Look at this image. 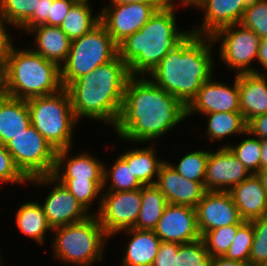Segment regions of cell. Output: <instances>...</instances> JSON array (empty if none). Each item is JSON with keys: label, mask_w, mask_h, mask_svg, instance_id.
Instances as JSON below:
<instances>
[{"label": "cell", "mask_w": 267, "mask_h": 266, "mask_svg": "<svg viewBox=\"0 0 267 266\" xmlns=\"http://www.w3.org/2000/svg\"><path fill=\"white\" fill-rule=\"evenodd\" d=\"M28 179L21 173L14 163L8 150L0 143V183H24Z\"/></svg>", "instance_id": "60d3db41"}, {"label": "cell", "mask_w": 267, "mask_h": 266, "mask_svg": "<svg viewBox=\"0 0 267 266\" xmlns=\"http://www.w3.org/2000/svg\"><path fill=\"white\" fill-rule=\"evenodd\" d=\"M53 230L56 232L53 251L57 259L77 266H90L94 261L102 260L105 240L109 236L96 215Z\"/></svg>", "instance_id": "52a82bcc"}, {"label": "cell", "mask_w": 267, "mask_h": 266, "mask_svg": "<svg viewBox=\"0 0 267 266\" xmlns=\"http://www.w3.org/2000/svg\"><path fill=\"white\" fill-rule=\"evenodd\" d=\"M241 225L242 224H232L207 231L201 238L205 243L209 255L212 257L224 256Z\"/></svg>", "instance_id": "d6a6232c"}, {"label": "cell", "mask_w": 267, "mask_h": 266, "mask_svg": "<svg viewBox=\"0 0 267 266\" xmlns=\"http://www.w3.org/2000/svg\"><path fill=\"white\" fill-rule=\"evenodd\" d=\"M210 151L197 150L187 153L177 166H172L181 176L205 186L207 160Z\"/></svg>", "instance_id": "1f68e13d"}, {"label": "cell", "mask_w": 267, "mask_h": 266, "mask_svg": "<svg viewBox=\"0 0 267 266\" xmlns=\"http://www.w3.org/2000/svg\"><path fill=\"white\" fill-rule=\"evenodd\" d=\"M227 147L251 174H257L261 170V139L247 138L237 146Z\"/></svg>", "instance_id": "e575fe53"}, {"label": "cell", "mask_w": 267, "mask_h": 266, "mask_svg": "<svg viewBox=\"0 0 267 266\" xmlns=\"http://www.w3.org/2000/svg\"><path fill=\"white\" fill-rule=\"evenodd\" d=\"M257 176L260 178L261 183H262V186H263V188L265 189L266 194H267V168H265V169H261V170L257 173Z\"/></svg>", "instance_id": "f5cc1de1"}, {"label": "cell", "mask_w": 267, "mask_h": 266, "mask_svg": "<svg viewBox=\"0 0 267 266\" xmlns=\"http://www.w3.org/2000/svg\"><path fill=\"white\" fill-rule=\"evenodd\" d=\"M6 95V62H0V97Z\"/></svg>", "instance_id": "f907efd6"}, {"label": "cell", "mask_w": 267, "mask_h": 266, "mask_svg": "<svg viewBox=\"0 0 267 266\" xmlns=\"http://www.w3.org/2000/svg\"><path fill=\"white\" fill-rule=\"evenodd\" d=\"M174 5L169 3L158 9L139 31L118 44V56L127 65L130 76H149L169 51L192 34L191 30L178 31Z\"/></svg>", "instance_id": "277c9868"}, {"label": "cell", "mask_w": 267, "mask_h": 266, "mask_svg": "<svg viewBox=\"0 0 267 266\" xmlns=\"http://www.w3.org/2000/svg\"><path fill=\"white\" fill-rule=\"evenodd\" d=\"M104 187L107 179L111 180V186L107 192L130 191L140 189L143 184L134 176L131 166L121 157H117L110 170L104 166Z\"/></svg>", "instance_id": "4dcf8cb0"}, {"label": "cell", "mask_w": 267, "mask_h": 266, "mask_svg": "<svg viewBox=\"0 0 267 266\" xmlns=\"http://www.w3.org/2000/svg\"><path fill=\"white\" fill-rule=\"evenodd\" d=\"M178 1H180V3H182V6L184 5H186V6H188V5H192V7L193 6H195V5H197L201 0H177V2ZM169 3L170 4H174V0H169Z\"/></svg>", "instance_id": "db71d44e"}, {"label": "cell", "mask_w": 267, "mask_h": 266, "mask_svg": "<svg viewBox=\"0 0 267 266\" xmlns=\"http://www.w3.org/2000/svg\"><path fill=\"white\" fill-rule=\"evenodd\" d=\"M28 182H34L36 185L56 183L44 204L41 205L52 229L78 223L91 216L68 189L52 175L35 177L29 179Z\"/></svg>", "instance_id": "7c38bea8"}, {"label": "cell", "mask_w": 267, "mask_h": 266, "mask_svg": "<svg viewBox=\"0 0 267 266\" xmlns=\"http://www.w3.org/2000/svg\"><path fill=\"white\" fill-rule=\"evenodd\" d=\"M201 237L218 227L243 224L233 198L228 191H206L195 207Z\"/></svg>", "instance_id": "5bb4252c"}, {"label": "cell", "mask_w": 267, "mask_h": 266, "mask_svg": "<svg viewBox=\"0 0 267 266\" xmlns=\"http://www.w3.org/2000/svg\"><path fill=\"white\" fill-rule=\"evenodd\" d=\"M243 221L267 215V194L257 174H251L228 191Z\"/></svg>", "instance_id": "ffe728a7"}, {"label": "cell", "mask_w": 267, "mask_h": 266, "mask_svg": "<svg viewBox=\"0 0 267 266\" xmlns=\"http://www.w3.org/2000/svg\"><path fill=\"white\" fill-rule=\"evenodd\" d=\"M69 149L71 150V148H67L56 151L55 167L52 173V176L55 179L104 180L103 162L101 163V161H98L97 158L95 159L92 155L86 153L81 155L78 154V156L70 157V159L68 156L70 151Z\"/></svg>", "instance_id": "44dd1931"}, {"label": "cell", "mask_w": 267, "mask_h": 266, "mask_svg": "<svg viewBox=\"0 0 267 266\" xmlns=\"http://www.w3.org/2000/svg\"><path fill=\"white\" fill-rule=\"evenodd\" d=\"M61 89L60 67L56 63L33 50L13 46L6 61L7 96L28 100L52 95Z\"/></svg>", "instance_id": "5b68a950"}, {"label": "cell", "mask_w": 267, "mask_h": 266, "mask_svg": "<svg viewBox=\"0 0 267 266\" xmlns=\"http://www.w3.org/2000/svg\"><path fill=\"white\" fill-rule=\"evenodd\" d=\"M266 73H239L240 112L246 122L255 116L267 113Z\"/></svg>", "instance_id": "7402d4cb"}, {"label": "cell", "mask_w": 267, "mask_h": 266, "mask_svg": "<svg viewBox=\"0 0 267 266\" xmlns=\"http://www.w3.org/2000/svg\"><path fill=\"white\" fill-rule=\"evenodd\" d=\"M31 125L56 150L71 148L73 128L77 122L68 91L27 100Z\"/></svg>", "instance_id": "8992f818"}, {"label": "cell", "mask_w": 267, "mask_h": 266, "mask_svg": "<svg viewBox=\"0 0 267 266\" xmlns=\"http://www.w3.org/2000/svg\"><path fill=\"white\" fill-rule=\"evenodd\" d=\"M16 223L22 233L41 245L45 241V232L53 230L38 202H26L21 205L16 214Z\"/></svg>", "instance_id": "4316f807"}, {"label": "cell", "mask_w": 267, "mask_h": 266, "mask_svg": "<svg viewBox=\"0 0 267 266\" xmlns=\"http://www.w3.org/2000/svg\"><path fill=\"white\" fill-rule=\"evenodd\" d=\"M37 5L38 0H3L0 17L19 28L37 11Z\"/></svg>", "instance_id": "836d02e7"}, {"label": "cell", "mask_w": 267, "mask_h": 266, "mask_svg": "<svg viewBox=\"0 0 267 266\" xmlns=\"http://www.w3.org/2000/svg\"><path fill=\"white\" fill-rule=\"evenodd\" d=\"M253 236L252 222L245 221L238 228L235 238L224 256L228 259L249 263Z\"/></svg>", "instance_id": "f35d334b"}, {"label": "cell", "mask_w": 267, "mask_h": 266, "mask_svg": "<svg viewBox=\"0 0 267 266\" xmlns=\"http://www.w3.org/2000/svg\"><path fill=\"white\" fill-rule=\"evenodd\" d=\"M213 42L211 36L192 33L175 50L167 53L149 74L150 80L187 107L203 83L213 78Z\"/></svg>", "instance_id": "7a4b0ae2"}, {"label": "cell", "mask_w": 267, "mask_h": 266, "mask_svg": "<svg viewBox=\"0 0 267 266\" xmlns=\"http://www.w3.org/2000/svg\"><path fill=\"white\" fill-rule=\"evenodd\" d=\"M210 266H250L248 262L228 259L225 256H215L212 258Z\"/></svg>", "instance_id": "c3c4849f"}, {"label": "cell", "mask_w": 267, "mask_h": 266, "mask_svg": "<svg viewBox=\"0 0 267 266\" xmlns=\"http://www.w3.org/2000/svg\"><path fill=\"white\" fill-rule=\"evenodd\" d=\"M9 25L0 17V62H6L13 48L10 34L7 32L5 25Z\"/></svg>", "instance_id": "bcb514c9"}, {"label": "cell", "mask_w": 267, "mask_h": 266, "mask_svg": "<svg viewBox=\"0 0 267 266\" xmlns=\"http://www.w3.org/2000/svg\"><path fill=\"white\" fill-rule=\"evenodd\" d=\"M185 118L186 107L173 94L147 77L131 76L114 129L122 139L143 143L162 137Z\"/></svg>", "instance_id": "6da1fadb"}, {"label": "cell", "mask_w": 267, "mask_h": 266, "mask_svg": "<svg viewBox=\"0 0 267 266\" xmlns=\"http://www.w3.org/2000/svg\"><path fill=\"white\" fill-rule=\"evenodd\" d=\"M149 148L134 149L120 155L131 166L134 176L143 185H154L164 160H158L153 146ZM154 179V180H153Z\"/></svg>", "instance_id": "484cf974"}, {"label": "cell", "mask_w": 267, "mask_h": 266, "mask_svg": "<svg viewBox=\"0 0 267 266\" xmlns=\"http://www.w3.org/2000/svg\"><path fill=\"white\" fill-rule=\"evenodd\" d=\"M205 115L209 118L206 134L211 141L247 132V122L241 112H213Z\"/></svg>", "instance_id": "f546056e"}, {"label": "cell", "mask_w": 267, "mask_h": 266, "mask_svg": "<svg viewBox=\"0 0 267 266\" xmlns=\"http://www.w3.org/2000/svg\"><path fill=\"white\" fill-rule=\"evenodd\" d=\"M73 1L74 3H89L88 1L89 0H71Z\"/></svg>", "instance_id": "11a10c76"}, {"label": "cell", "mask_w": 267, "mask_h": 266, "mask_svg": "<svg viewBox=\"0 0 267 266\" xmlns=\"http://www.w3.org/2000/svg\"><path fill=\"white\" fill-rule=\"evenodd\" d=\"M130 77L127 65L117 55L110 62L72 81L65 89L76 120L84 116L108 122L115 128Z\"/></svg>", "instance_id": "3957f363"}, {"label": "cell", "mask_w": 267, "mask_h": 266, "mask_svg": "<svg viewBox=\"0 0 267 266\" xmlns=\"http://www.w3.org/2000/svg\"><path fill=\"white\" fill-rule=\"evenodd\" d=\"M74 4L71 0H53L50 5V15H48L49 26H60L66 18L70 8Z\"/></svg>", "instance_id": "ee69618b"}, {"label": "cell", "mask_w": 267, "mask_h": 266, "mask_svg": "<svg viewBox=\"0 0 267 266\" xmlns=\"http://www.w3.org/2000/svg\"><path fill=\"white\" fill-rule=\"evenodd\" d=\"M157 11L152 4H112L100 12L101 23L118 45L126 37L139 31Z\"/></svg>", "instance_id": "4fadbf2b"}, {"label": "cell", "mask_w": 267, "mask_h": 266, "mask_svg": "<svg viewBox=\"0 0 267 266\" xmlns=\"http://www.w3.org/2000/svg\"><path fill=\"white\" fill-rule=\"evenodd\" d=\"M154 232L161 241L178 244L190 243L200 239L196 209L187 205L168 203Z\"/></svg>", "instance_id": "9a60e30c"}, {"label": "cell", "mask_w": 267, "mask_h": 266, "mask_svg": "<svg viewBox=\"0 0 267 266\" xmlns=\"http://www.w3.org/2000/svg\"><path fill=\"white\" fill-rule=\"evenodd\" d=\"M34 32L36 34L37 48L33 49V51L61 67L69 55L71 46L69 37L59 26H49L46 24L33 27L26 33L34 34Z\"/></svg>", "instance_id": "603a6c76"}, {"label": "cell", "mask_w": 267, "mask_h": 266, "mask_svg": "<svg viewBox=\"0 0 267 266\" xmlns=\"http://www.w3.org/2000/svg\"><path fill=\"white\" fill-rule=\"evenodd\" d=\"M257 60L267 70V38H263L260 41Z\"/></svg>", "instance_id": "681fc988"}, {"label": "cell", "mask_w": 267, "mask_h": 266, "mask_svg": "<svg viewBox=\"0 0 267 266\" xmlns=\"http://www.w3.org/2000/svg\"><path fill=\"white\" fill-rule=\"evenodd\" d=\"M250 175L251 173L230 149L222 146L215 152H209L205 189L206 191H230Z\"/></svg>", "instance_id": "2e32d148"}, {"label": "cell", "mask_w": 267, "mask_h": 266, "mask_svg": "<svg viewBox=\"0 0 267 266\" xmlns=\"http://www.w3.org/2000/svg\"><path fill=\"white\" fill-rule=\"evenodd\" d=\"M261 169L267 168V139L261 140Z\"/></svg>", "instance_id": "816d5d0a"}, {"label": "cell", "mask_w": 267, "mask_h": 266, "mask_svg": "<svg viewBox=\"0 0 267 266\" xmlns=\"http://www.w3.org/2000/svg\"><path fill=\"white\" fill-rule=\"evenodd\" d=\"M4 147L11 154L17 168L28 180L52 175L56 150L34 126L31 125L24 132L7 141Z\"/></svg>", "instance_id": "9c48e42d"}, {"label": "cell", "mask_w": 267, "mask_h": 266, "mask_svg": "<svg viewBox=\"0 0 267 266\" xmlns=\"http://www.w3.org/2000/svg\"><path fill=\"white\" fill-rule=\"evenodd\" d=\"M53 0H38L37 11L20 27L27 32L38 25H48V15H50V5Z\"/></svg>", "instance_id": "7bdbcfd3"}, {"label": "cell", "mask_w": 267, "mask_h": 266, "mask_svg": "<svg viewBox=\"0 0 267 266\" xmlns=\"http://www.w3.org/2000/svg\"><path fill=\"white\" fill-rule=\"evenodd\" d=\"M154 185L165 196L167 203L174 205L195 208L206 193L202 183L184 178L167 161L161 165Z\"/></svg>", "instance_id": "ac0fdd59"}, {"label": "cell", "mask_w": 267, "mask_h": 266, "mask_svg": "<svg viewBox=\"0 0 267 266\" xmlns=\"http://www.w3.org/2000/svg\"><path fill=\"white\" fill-rule=\"evenodd\" d=\"M194 112L203 115L213 112H240L238 74L232 87L209 79L186 107V117Z\"/></svg>", "instance_id": "e0dca14e"}, {"label": "cell", "mask_w": 267, "mask_h": 266, "mask_svg": "<svg viewBox=\"0 0 267 266\" xmlns=\"http://www.w3.org/2000/svg\"><path fill=\"white\" fill-rule=\"evenodd\" d=\"M240 24L254 31L261 39L267 38V0H252Z\"/></svg>", "instance_id": "74e56055"}, {"label": "cell", "mask_w": 267, "mask_h": 266, "mask_svg": "<svg viewBox=\"0 0 267 266\" xmlns=\"http://www.w3.org/2000/svg\"><path fill=\"white\" fill-rule=\"evenodd\" d=\"M90 7L88 3H74L59 26L71 41L82 37L101 22L100 12L94 15Z\"/></svg>", "instance_id": "f1b7e54d"}, {"label": "cell", "mask_w": 267, "mask_h": 266, "mask_svg": "<svg viewBox=\"0 0 267 266\" xmlns=\"http://www.w3.org/2000/svg\"><path fill=\"white\" fill-rule=\"evenodd\" d=\"M117 55L118 45L100 22L82 37L71 41L69 55L60 67L63 88Z\"/></svg>", "instance_id": "ba28073f"}, {"label": "cell", "mask_w": 267, "mask_h": 266, "mask_svg": "<svg viewBox=\"0 0 267 266\" xmlns=\"http://www.w3.org/2000/svg\"><path fill=\"white\" fill-rule=\"evenodd\" d=\"M31 126L27 100L0 97V143L5 144Z\"/></svg>", "instance_id": "cb8c5ba5"}, {"label": "cell", "mask_w": 267, "mask_h": 266, "mask_svg": "<svg viewBox=\"0 0 267 266\" xmlns=\"http://www.w3.org/2000/svg\"><path fill=\"white\" fill-rule=\"evenodd\" d=\"M130 239L122 261L123 266H152L161 243L154 230L129 228L122 230Z\"/></svg>", "instance_id": "d4e9b609"}, {"label": "cell", "mask_w": 267, "mask_h": 266, "mask_svg": "<svg viewBox=\"0 0 267 266\" xmlns=\"http://www.w3.org/2000/svg\"><path fill=\"white\" fill-rule=\"evenodd\" d=\"M87 211L93 200L104 190V180H58Z\"/></svg>", "instance_id": "8d00e7d4"}, {"label": "cell", "mask_w": 267, "mask_h": 266, "mask_svg": "<svg viewBox=\"0 0 267 266\" xmlns=\"http://www.w3.org/2000/svg\"><path fill=\"white\" fill-rule=\"evenodd\" d=\"M252 0H201L196 7L204 10L202 26L192 30L197 35L212 36L218 29L240 24Z\"/></svg>", "instance_id": "d6986e66"}, {"label": "cell", "mask_w": 267, "mask_h": 266, "mask_svg": "<svg viewBox=\"0 0 267 266\" xmlns=\"http://www.w3.org/2000/svg\"><path fill=\"white\" fill-rule=\"evenodd\" d=\"M147 3L152 4L157 10L166 7L169 0H111V4Z\"/></svg>", "instance_id": "7dc6e473"}, {"label": "cell", "mask_w": 267, "mask_h": 266, "mask_svg": "<svg viewBox=\"0 0 267 266\" xmlns=\"http://www.w3.org/2000/svg\"><path fill=\"white\" fill-rule=\"evenodd\" d=\"M211 38L213 41L220 39L222 42L219 49L221 60L236 70L237 74L258 73L253 66L249 67L253 59H257L261 41L254 31L241 24H233L218 29Z\"/></svg>", "instance_id": "30bf717a"}, {"label": "cell", "mask_w": 267, "mask_h": 266, "mask_svg": "<svg viewBox=\"0 0 267 266\" xmlns=\"http://www.w3.org/2000/svg\"><path fill=\"white\" fill-rule=\"evenodd\" d=\"M2 4H3V0H0V10H1Z\"/></svg>", "instance_id": "6f0895ef"}, {"label": "cell", "mask_w": 267, "mask_h": 266, "mask_svg": "<svg viewBox=\"0 0 267 266\" xmlns=\"http://www.w3.org/2000/svg\"><path fill=\"white\" fill-rule=\"evenodd\" d=\"M178 243L161 241L152 266H176Z\"/></svg>", "instance_id": "b9f144b4"}, {"label": "cell", "mask_w": 267, "mask_h": 266, "mask_svg": "<svg viewBox=\"0 0 267 266\" xmlns=\"http://www.w3.org/2000/svg\"><path fill=\"white\" fill-rule=\"evenodd\" d=\"M141 202V188L126 192H106L98 202L100 207L95 215L110 237L135 226Z\"/></svg>", "instance_id": "8fae6325"}, {"label": "cell", "mask_w": 267, "mask_h": 266, "mask_svg": "<svg viewBox=\"0 0 267 266\" xmlns=\"http://www.w3.org/2000/svg\"><path fill=\"white\" fill-rule=\"evenodd\" d=\"M247 135L267 139V113L253 117L247 122Z\"/></svg>", "instance_id": "f6af8a7d"}, {"label": "cell", "mask_w": 267, "mask_h": 266, "mask_svg": "<svg viewBox=\"0 0 267 266\" xmlns=\"http://www.w3.org/2000/svg\"><path fill=\"white\" fill-rule=\"evenodd\" d=\"M142 202L136 224L133 228L139 230H154L168 204L165 196L155 185L141 187Z\"/></svg>", "instance_id": "83f0119b"}, {"label": "cell", "mask_w": 267, "mask_h": 266, "mask_svg": "<svg viewBox=\"0 0 267 266\" xmlns=\"http://www.w3.org/2000/svg\"><path fill=\"white\" fill-rule=\"evenodd\" d=\"M212 258L200 238L190 243L178 244L176 266H210Z\"/></svg>", "instance_id": "d590c367"}, {"label": "cell", "mask_w": 267, "mask_h": 266, "mask_svg": "<svg viewBox=\"0 0 267 266\" xmlns=\"http://www.w3.org/2000/svg\"><path fill=\"white\" fill-rule=\"evenodd\" d=\"M253 244L250 250L249 265L267 263V215L252 220Z\"/></svg>", "instance_id": "ab89813d"}, {"label": "cell", "mask_w": 267, "mask_h": 266, "mask_svg": "<svg viewBox=\"0 0 267 266\" xmlns=\"http://www.w3.org/2000/svg\"><path fill=\"white\" fill-rule=\"evenodd\" d=\"M250 266H267V263L266 264L250 265Z\"/></svg>", "instance_id": "9f6ffc18"}]
</instances>
